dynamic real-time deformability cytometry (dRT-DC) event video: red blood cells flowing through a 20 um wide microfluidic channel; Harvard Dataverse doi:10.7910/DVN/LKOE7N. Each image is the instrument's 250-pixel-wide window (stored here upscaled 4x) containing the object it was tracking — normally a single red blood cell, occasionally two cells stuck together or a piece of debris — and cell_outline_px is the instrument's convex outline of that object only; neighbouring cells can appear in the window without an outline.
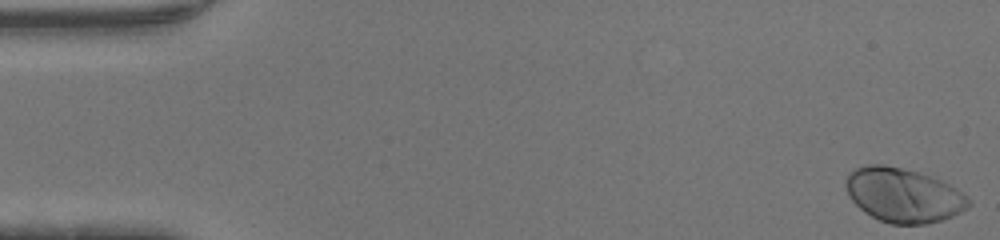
{"species": "human", "species_latin": "Homo sapiens", "temperature_condition": "warm", "stored_images_in_passage": 47, "camera_frame_rate_fps": 3000, "um_per_image_px": 0.085, "donor": {"sex": "male"}, "frame": {"image": 1, "passage_image": 1, "time_ms": 0.0, "image_size_px": [1000, 240], "cell_outline_px": [[972, 204], [968, 208], [952, 216], [940, 220], [924, 224], [892, 224], [880, 220], [864, 212], [848, 196], [844, 184], [848, 172], [856, 168], [868, 164], [884, 164], [916, 172], [940, 180], [948, 184], [968, 196], [972, 200]], "centroid_in_image_um": [76.77, 16.59], "position_along_channel_um": 8.2, "area_um2": 38.73}}
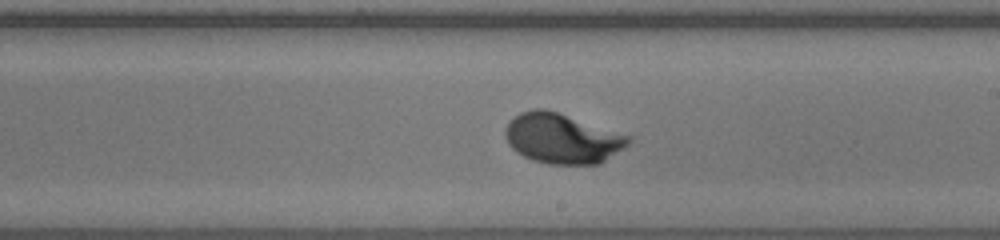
{"frame": {"image": 2, "passage_image": 27, "time_ms": 8.667, "image_size_px": [1000, 240], "cell_outline_px": [[632, 140], [628, 144], [600, 164], [548, 164], [532, 160], [516, 152], [508, 144], [504, 136], [504, 132], [508, 120], [520, 112], [532, 108], [544, 108], [632, 136]], "centroid_in_image_um": [47.74, 11.76], "position_along_channel_um": 241.3, "area_um2": 36.07}}
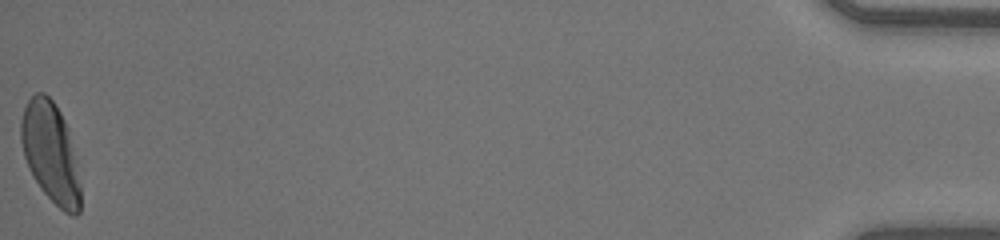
{"frame": {"image": 3, "passage_image": 47, "time_ms": 15.333, "image_size_px": [1000, 240], "cell_outline_px": [[80, 212], [76, 216], [72, 216], [64, 212], [40, 188], [32, 176], [28, 168], [24, 156], [20, 140], [20, 120], [24, 108], [28, 100], [36, 92], [44, 92], [52, 100], [60, 112], [68, 128], [80, 184]], "centroid_in_image_um": [4.27, 12.97], "position_along_channel_um": 430.9, "area_um2": 34.62}}